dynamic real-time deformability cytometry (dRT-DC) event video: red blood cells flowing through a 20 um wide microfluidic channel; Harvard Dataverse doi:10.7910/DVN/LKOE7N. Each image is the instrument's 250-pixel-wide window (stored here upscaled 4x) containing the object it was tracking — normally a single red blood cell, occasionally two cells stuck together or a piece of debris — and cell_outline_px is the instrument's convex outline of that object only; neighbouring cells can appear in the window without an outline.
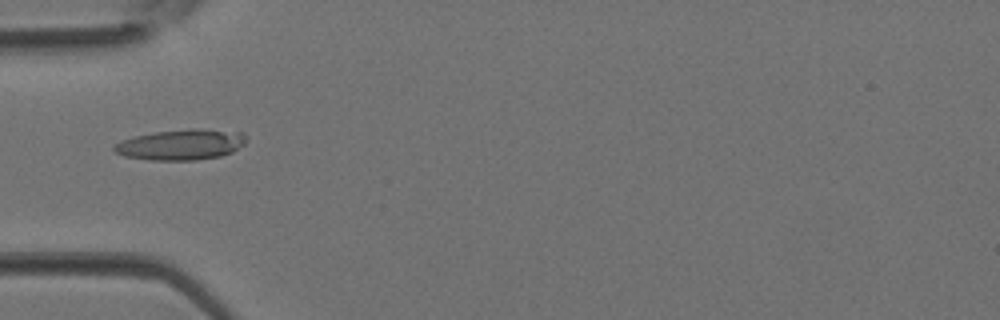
{"species": "Egyptian fruit bat (a non-hibernating species)", "species_latin": "Rousettus aegyptiacus", "temperature_condition": "room temperature", "stored_images_in_passage": 4, "camera_frame_rate_fps": 3000, "um_per_image_px": 0.085, "animal": {"sex": "female"}, "frame": {"image": 1, "passage_image": 4, "time_ms": 1.0, "image_size_px": [1000, 320], "cell_outline_px": [[244, 144], [232, 152], [220, 156], [196, 160], [148, 160], [124, 156], [116, 152], [112, 148], [112, 144], [120, 140], [152, 132], [188, 128], [204, 128], [244, 132]], "centroid_in_image_um": [15.36, 12.28], "position_along_channel_um": 69.6, "area_um2": 23.87}}